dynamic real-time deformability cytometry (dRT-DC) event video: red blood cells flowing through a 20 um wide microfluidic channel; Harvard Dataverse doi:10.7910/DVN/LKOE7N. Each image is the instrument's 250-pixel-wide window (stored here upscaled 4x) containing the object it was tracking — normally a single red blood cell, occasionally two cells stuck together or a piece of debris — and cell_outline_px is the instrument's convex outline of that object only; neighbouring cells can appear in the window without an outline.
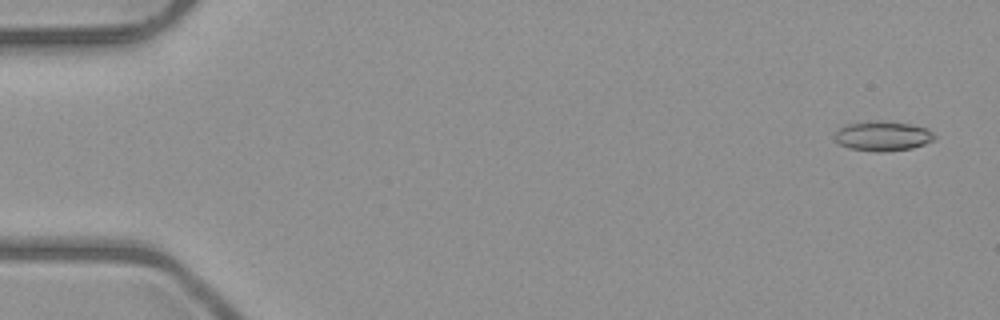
{"species": "common noctule bat (a hibernating species)", "species_latin": "Nyctalus noctula", "temperature_condition": "room temperature", "stored_images_in_passage": 19, "camera_frame_rate_fps": 3000, "um_per_image_px": 0.085, "animal": {"sex": "male", "body_mass_g": 23.1, "forearm_length_mm": 52.7}, "frame": {"image": 1, "passage_image": 3, "time_ms": 0.667, "image_size_px": [1000, 320], "cell_outline_px": [[936, 136], [932, 140], [924, 144], [912, 148], [884, 152], [876, 152], [848, 148], [840, 144], [832, 136], [844, 124], [876, 120], [880, 120], [908, 124], [928, 128]], "centroid_in_image_um": [75.0, 11.56], "position_along_channel_um": 10.0, "area_um2": 17.4}}
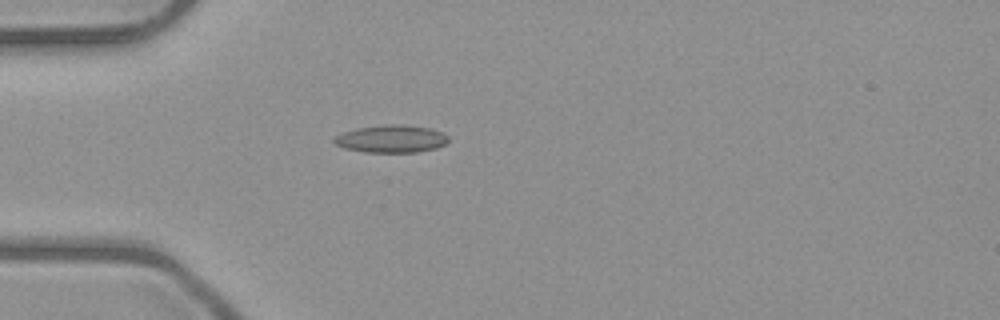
{"frame": {"image": 2, "passage_image": 16, "time_ms": 5.0, "image_size_px": [1000, 320], "cell_outline_px": [[448, 144], [436, 148], [416, 152], [364, 152], [344, 148], [336, 144], [332, 140], [336, 136], [344, 132], [356, 128], [380, 124], [404, 124], [432, 128], [444, 132], [448, 136]], "centroid_in_image_um": [33.3, 11.78], "position_along_channel_um": 51.7, "area_um2": 18.67}}